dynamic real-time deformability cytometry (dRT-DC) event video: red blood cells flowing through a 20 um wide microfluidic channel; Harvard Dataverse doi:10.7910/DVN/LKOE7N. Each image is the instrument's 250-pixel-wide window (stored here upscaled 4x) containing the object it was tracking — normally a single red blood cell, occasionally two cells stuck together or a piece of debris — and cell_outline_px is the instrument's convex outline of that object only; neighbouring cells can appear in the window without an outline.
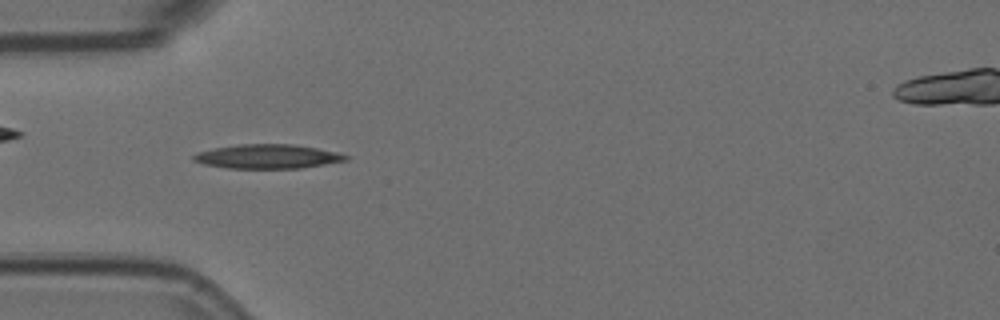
{"species": "Egyptian fruit bat (a non-hibernating species)", "species_latin": "Rousettus aegyptiacus", "temperature_condition": "room temperature", "stored_images_in_passage": 5, "camera_frame_rate_fps": 3000, "um_per_image_px": 0.085, "animal": {"sex": "female"}, "frame": {"image": 1, "passage_image": 4, "time_ms": 1.0, "image_size_px": [1000, 320], "cell_outline_px": [[348, 160], [300, 168], [228, 168], [204, 164], [192, 160], [192, 156], [196, 152], [216, 148], [240, 144], [292, 144], [316, 148], [336, 152], [348, 156]], "centroid_in_image_um": [22.71, 13.3], "position_along_channel_um": 62.3, "area_um2": 21.21}}
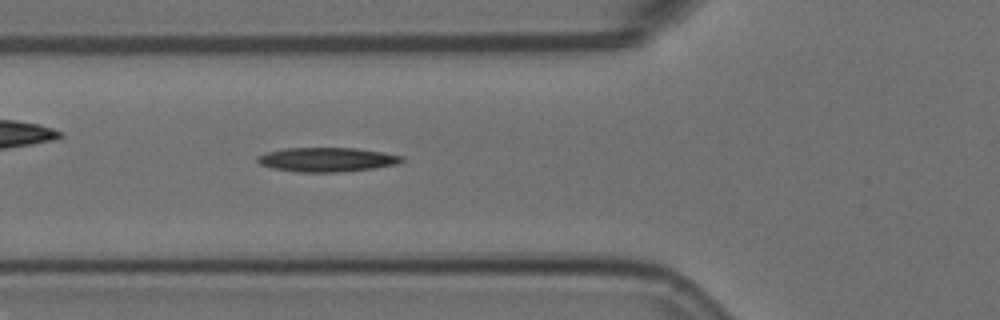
{"frame": {"image": 2, "passage_image": 5, "time_ms": 1.333, "image_size_px": [1000, 320], "cell_outline_px": [[404, 160], [396, 164], [372, 168], [340, 172], [300, 172], [272, 168], [260, 164], [256, 160], [256, 156], [268, 152], [284, 148], [356, 148], [404, 156]], "centroid_in_image_um": [27.76, 13.56], "position_along_channel_um": 98.0, "area_um2": 20.23}}